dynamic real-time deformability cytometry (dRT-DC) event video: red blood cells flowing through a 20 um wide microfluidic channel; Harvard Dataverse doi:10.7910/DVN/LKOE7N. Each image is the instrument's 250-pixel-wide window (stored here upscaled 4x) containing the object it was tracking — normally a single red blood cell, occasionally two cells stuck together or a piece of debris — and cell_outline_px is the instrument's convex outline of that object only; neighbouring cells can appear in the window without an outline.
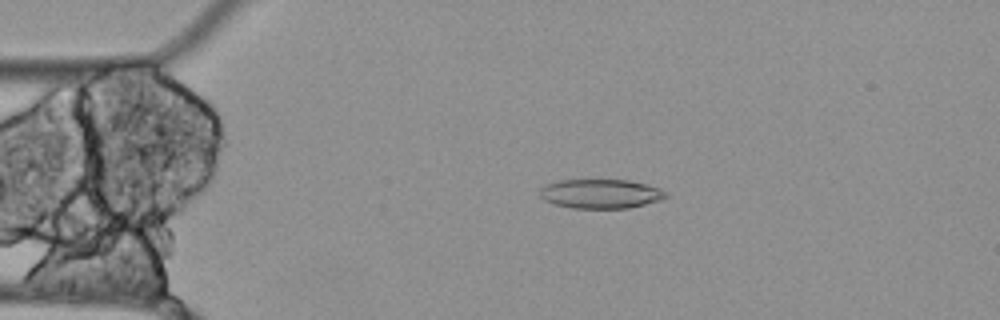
{"species": "Egyptian fruit bat (a non-hibernating species)", "species_latin": "Rousettus aegyptiacus", "temperature_condition": "cold", "stored_images_in_passage": 56, "camera_frame_rate_fps": 3000, "um_per_image_px": 0.085, "animal": {"sex": "female"}, "frame": {"image": 1, "passage_image": 12, "time_ms": 3.667, "image_size_px": [1000, 320], "cell_outline_px": [[668, 196], [660, 200], [628, 208], [572, 208], [552, 204], [544, 200], [540, 196], [540, 188], [548, 184], [560, 180], [628, 180], [660, 188], [668, 192]], "centroid_in_image_um": [51.05, 16.47], "position_along_channel_um": 33.9, "area_um2": 21.44}}
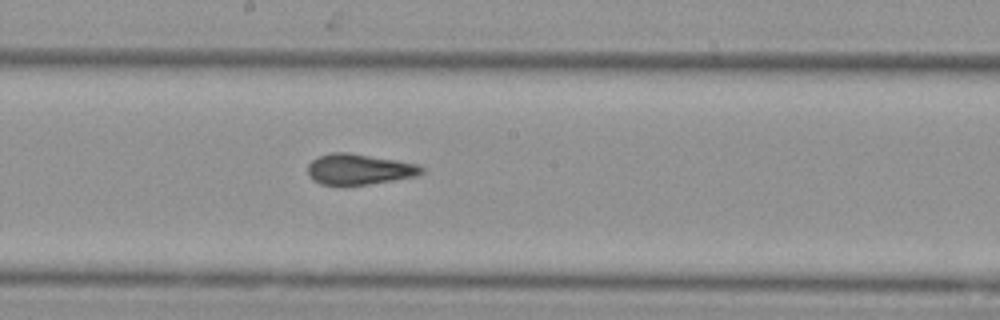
{"frame": {"image": 2, "passage_image": 30, "time_ms": 9.667, "image_size_px": [1000, 320], "cell_outline_px": [[424, 172], [416, 176], [344, 188], [320, 184], [312, 180], [308, 176], [308, 164], [312, 160], [320, 156], [332, 152], [348, 152], [420, 164], [424, 168]], "centroid_in_image_um": [30.49, 14.42], "position_along_channel_um": 217.7, "area_um2": 20.92}}
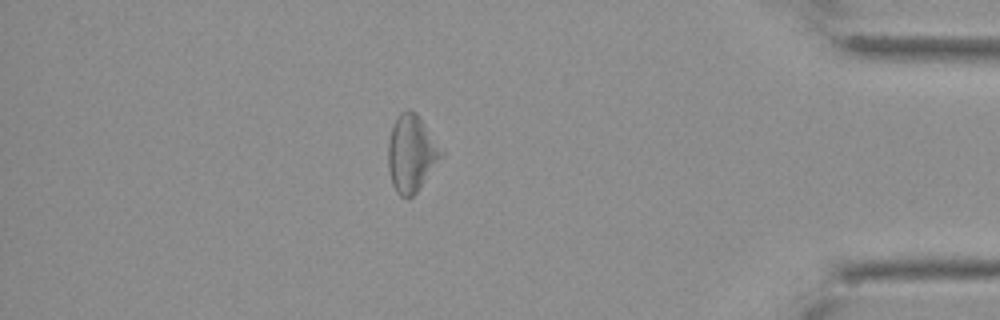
{"frame": {"image": 3, "passage_image": 49, "time_ms": 16.0, "image_size_px": [1000, 320], "cell_outline_px": [[444, 156], [416, 192], [408, 200], [400, 196], [396, 192], [392, 184], [388, 168], [388, 144], [392, 128], [396, 116], [400, 112], [408, 108], [416, 112], [444, 152]], "centroid_in_image_um": [34.97, 13.05], "position_along_channel_um": 400.2, "area_um2": 23.93}, "authors_computed_cell_mechanics": {"area_um2": 22.542, "velocity_mm_per_s": 3.4788, "shape_relaxation_time_tau1_ms": null, "shape_relaxation_time_tau2_ms": 4.1078, "deformation_change_tau1": null, "deformation_change_tau2": 0.1345}}